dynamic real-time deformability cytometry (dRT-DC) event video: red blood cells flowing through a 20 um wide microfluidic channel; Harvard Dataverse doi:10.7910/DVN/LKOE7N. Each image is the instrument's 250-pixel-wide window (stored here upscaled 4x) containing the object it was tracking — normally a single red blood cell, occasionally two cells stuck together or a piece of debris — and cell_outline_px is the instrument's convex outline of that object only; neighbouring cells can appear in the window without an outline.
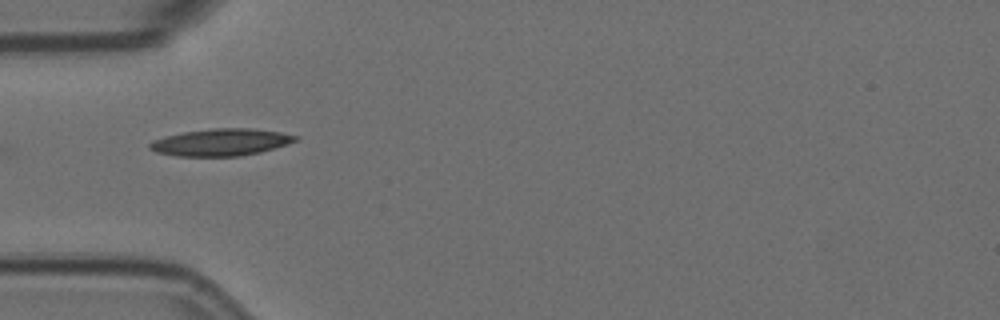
{"species": "Egyptian fruit bat (a non-hibernating species)", "species_latin": "Rousettus aegyptiacus", "temperature_condition": "room temperature", "stored_images_in_passage": 8, "camera_frame_rate_fps": 3000, "um_per_image_px": 0.085, "animal": {"sex": "female"}, "frame": {"image": 1, "passage_image": 7, "time_ms": 2.0, "image_size_px": [1000, 320], "cell_outline_px": [[300, 140], [288, 144], [260, 152], [240, 156], [176, 156], [156, 152], [148, 148], [148, 144], [152, 140], [164, 136], [184, 132], [212, 128], [256, 128], [280, 132], [300, 136]], "centroid_in_image_um": [18.8, 12.08], "position_along_channel_um": 66.2, "area_um2": 23.24}}
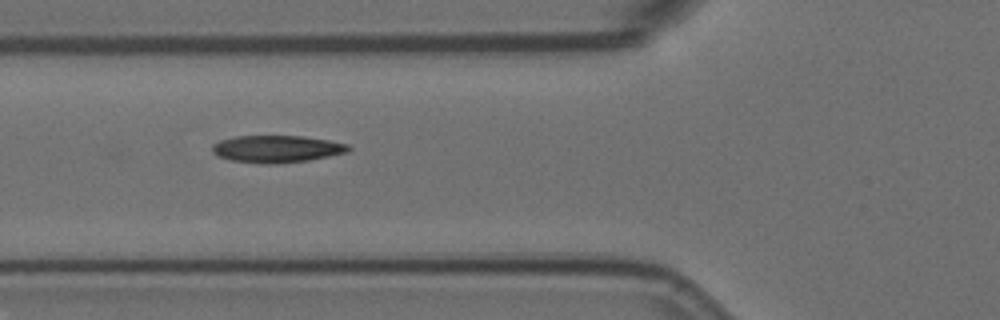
{"frame": {"image": 2, "passage_image": 8, "time_ms": 2.333, "image_size_px": [1000, 320], "cell_outline_px": [[352, 148], [348, 152], [308, 160], [276, 164], [264, 164], [232, 160], [216, 156], [212, 152], [212, 144], [220, 140], [236, 136], [304, 136], [328, 140], [348, 144]], "centroid_in_image_um": [23.51, 12.66], "position_along_channel_um": 102.3, "area_um2": 21.62}}